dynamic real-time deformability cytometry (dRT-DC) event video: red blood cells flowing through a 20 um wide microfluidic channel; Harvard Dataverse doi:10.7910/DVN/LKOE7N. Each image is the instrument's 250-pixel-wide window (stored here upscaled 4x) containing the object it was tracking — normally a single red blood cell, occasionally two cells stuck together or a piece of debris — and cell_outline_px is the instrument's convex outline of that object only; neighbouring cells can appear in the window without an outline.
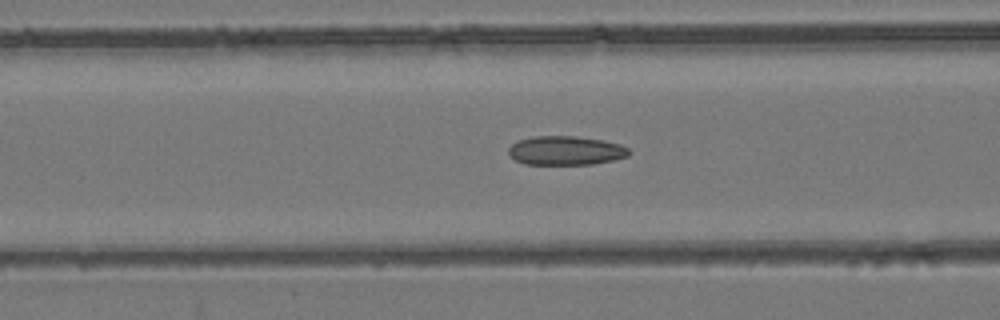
{"species": "common noctule bat (a hibernating species)", "species_latin": "Nyctalus noctula", "temperature_condition": "room temperature", "stored_images_in_passage": 55, "camera_frame_rate_fps": 3000, "um_per_image_px": 0.085, "animal": {"sex": "female", "body_mass_g": 24.6, "forearm_length_mm": 56.2}, "frame": {"image": 1, "passage_image": 22, "time_ms": 7.0, "image_size_px": [1000, 320], "cell_outline_px": [[632, 152], [628, 156], [612, 160], [592, 164], [524, 164], [508, 156], [508, 148], [512, 144], [520, 140], [532, 136], [576, 136], [604, 140], [620, 144], [628, 148]], "centroid_in_image_um": [48.09, 12.79], "position_along_channel_um": 118.5, "area_um2": 20.46}}
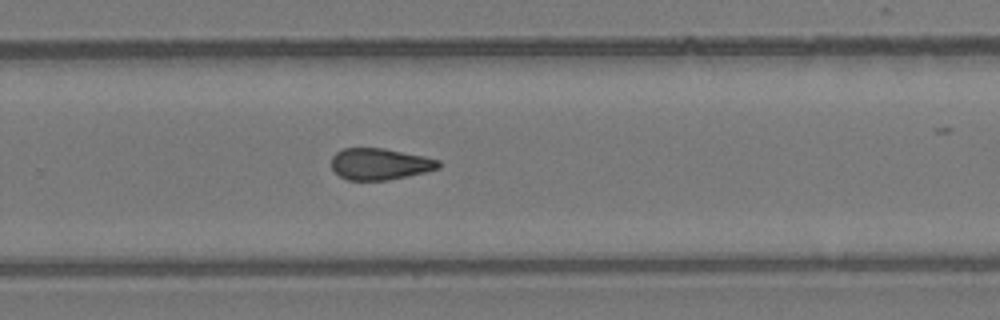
{"frame": {"image": 2, "passage_image": 36, "time_ms": 11.667, "image_size_px": [1000, 320], "cell_outline_px": [[440, 168], [408, 176], [388, 180], [348, 180], [340, 176], [332, 168], [332, 156], [336, 152], [344, 148], [384, 148], [424, 156], [440, 160]], "centroid_in_image_um": [32.3, 13.94], "position_along_channel_um": 297.5, "area_um2": 19.65}}
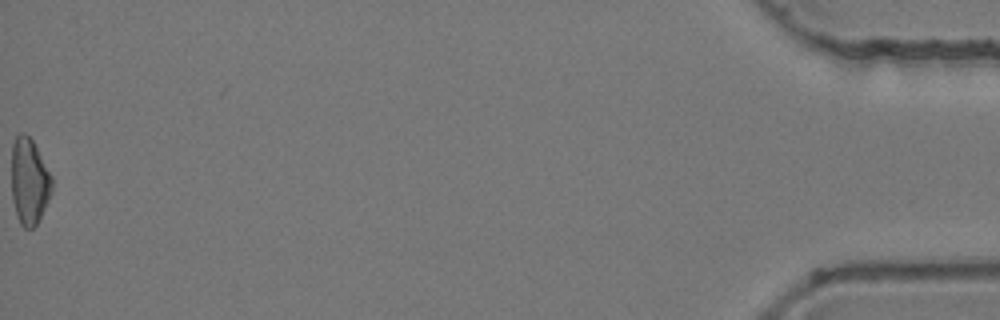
{"frame": {"image": 3, "passage_image": 55, "time_ms": 18.0, "image_size_px": [1000, 320], "cell_outline_px": [[52, 192], [36, 224], [32, 228], [24, 228], [20, 224], [16, 216], [12, 200], [12, 144], [16, 136], [20, 132], [24, 132], [32, 140], [52, 176]], "centroid_in_image_um": [2.47, 15.41], "position_along_channel_um": 432.7, "area_um2": 20.23}, "authors_computed_cell_mechanics": {"area_um2": 20.519, "velocity_mm_per_s": 3.8416, "shape_relaxation_time_tau1_ms": null, "shape_relaxation_time_tau2_ms": 3.2887, "deformation_change_tau1": null, "deformation_change_tau2": 0.1071}}